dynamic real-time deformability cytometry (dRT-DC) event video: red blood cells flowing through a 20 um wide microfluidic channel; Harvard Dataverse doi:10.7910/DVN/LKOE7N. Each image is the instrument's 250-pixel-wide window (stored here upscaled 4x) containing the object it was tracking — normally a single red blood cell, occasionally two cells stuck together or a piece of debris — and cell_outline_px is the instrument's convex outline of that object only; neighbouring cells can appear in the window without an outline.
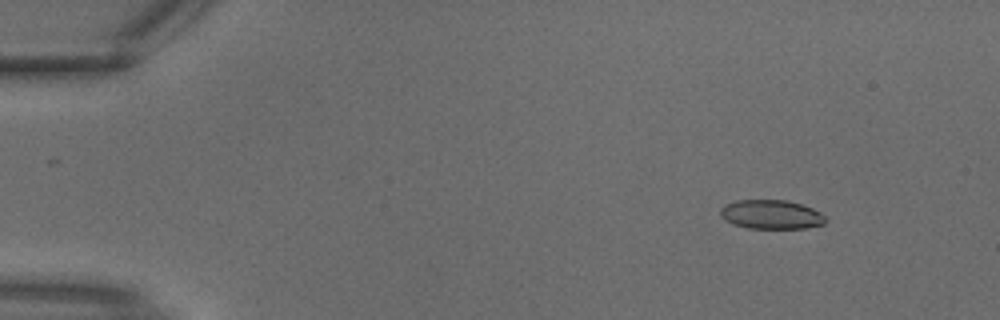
{"species": "common noctule bat (a hibernating species)", "species_latin": "Nyctalus noctula", "temperature_condition": "warm", "stored_images_in_passage": 3, "camera_frame_rate_fps": 3000, "um_per_image_px": 0.085, "animal": {"sex": "male", "body_mass_g": 18.8}, "frame": {"image": 1, "passage_image": 1, "time_ms": 0.0, "image_size_px": [1000, 320], "cell_outline_px": [[828, 220], [824, 224], [804, 228], [748, 228], [732, 224], [724, 220], [720, 216], [720, 208], [724, 204], [736, 200], [788, 200], [812, 208], [820, 212]], "centroid_in_image_um": [65.52, 18.23], "position_along_channel_um": 19.5, "area_um2": 17.98}}